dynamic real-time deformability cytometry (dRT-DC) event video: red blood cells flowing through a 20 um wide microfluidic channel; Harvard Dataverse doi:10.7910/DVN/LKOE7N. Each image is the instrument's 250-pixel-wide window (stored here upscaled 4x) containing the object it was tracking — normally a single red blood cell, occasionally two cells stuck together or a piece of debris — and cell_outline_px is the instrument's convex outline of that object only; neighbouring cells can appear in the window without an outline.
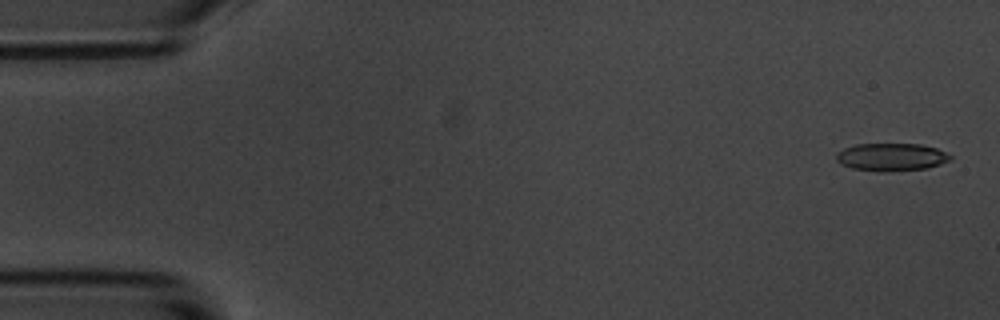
{"species": "common noctule bat (a hibernating species)", "species_latin": "Nyctalus noctula", "temperature_condition": "room temperature", "stored_images_in_passage": 5, "camera_frame_rate_fps": 3000, "um_per_image_px": 0.085, "animal": {"sex": "male", "body_mass_g": 20.1, "forearm_length_mm": 53.5}, "frame": {"image": 1, "passage_image": 1, "time_ms": 0.0, "image_size_px": [1000, 320], "cell_outline_px": [[952, 160], [928, 168], [852, 168], [840, 164], [836, 160], [836, 152], [844, 148], [856, 144], [920, 144], [936, 148], [948, 152], [952, 156]], "centroid_in_image_um": [75.8, 13.28], "position_along_channel_um": 9.2, "area_um2": 17.51}}
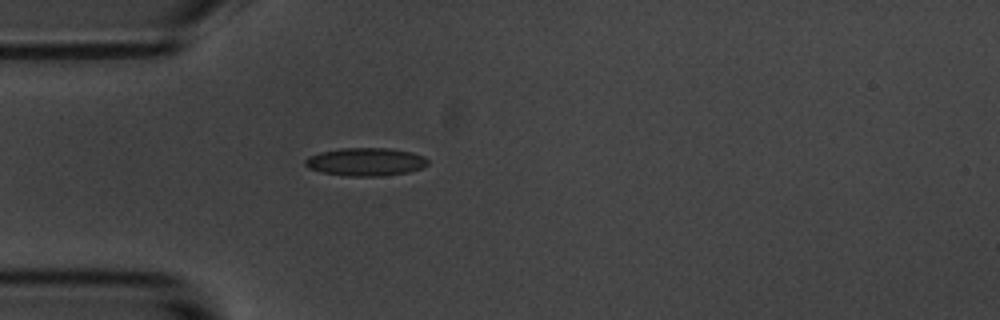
{"frame": {"image": 2, "passage_image": 5, "time_ms": 4.667, "image_size_px": [1000, 320], "cell_outline_px": [[428, 164], [420, 168], [408, 172], [380, 176], [348, 176], [320, 172], [308, 168], [304, 164], [304, 160], [308, 156], [320, 152], [340, 148], [392, 148], [412, 152], [424, 156], [428, 160]], "centroid_in_image_um": [31.06, 13.75], "position_along_channel_um": 53.9, "area_um2": 20.17}}